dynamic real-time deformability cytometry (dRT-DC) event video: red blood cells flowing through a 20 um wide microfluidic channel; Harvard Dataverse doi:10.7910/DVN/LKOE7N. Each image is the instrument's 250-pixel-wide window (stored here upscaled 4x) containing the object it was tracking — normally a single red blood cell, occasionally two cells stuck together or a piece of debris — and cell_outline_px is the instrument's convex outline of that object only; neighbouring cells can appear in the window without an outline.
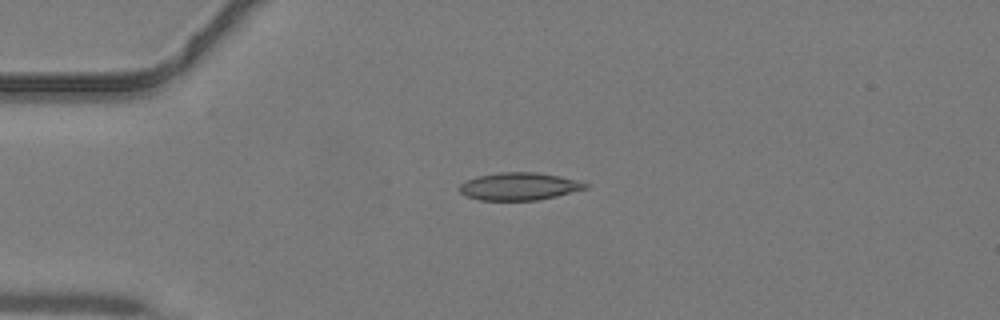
{"species": "common noctule bat (a hibernating species)", "species_latin": "Nyctalus noctula", "temperature_condition": "warm", "stored_images_in_passage": 34, "camera_frame_rate_fps": 3000, "um_per_image_px": 0.085, "animal": {"sex": "male", "body_mass_g": 19.2, "forearm_length_mm": 51.8}, "frame": {"image": 1, "passage_image": 1, "time_ms": 0.0, "image_size_px": [1000, 320], "cell_outline_px": [[588, 188], [540, 200], [480, 200], [468, 196], [460, 192], [460, 184], [476, 176], [500, 172], [536, 172], [560, 176], [576, 180], [588, 184]], "centroid_in_image_um": [44.14, 15.84], "position_along_channel_um": 40.9, "area_um2": 20.11}}
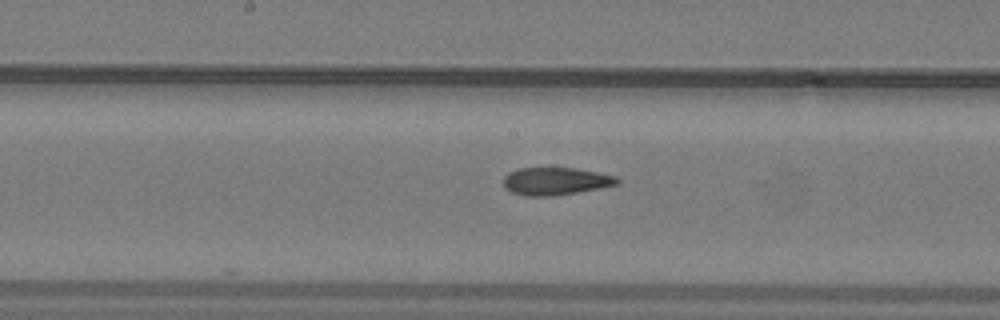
{"frame": {"image": 2, "passage_image": 13, "time_ms": 4.0, "image_size_px": [1000, 320], "cell_outline_px": [[620, 184], [600, 188], [552, 196], [524, 196], [512, 192], [504, 188], [504, 176], [508, 172], [520, 168], [576, 168], [600, 172], [616, 176], [620, 180]], "centroid_in_image_um": [47.24, 15.4], "position_along_channel_um": 201.0, "area_um2": 18.44}}
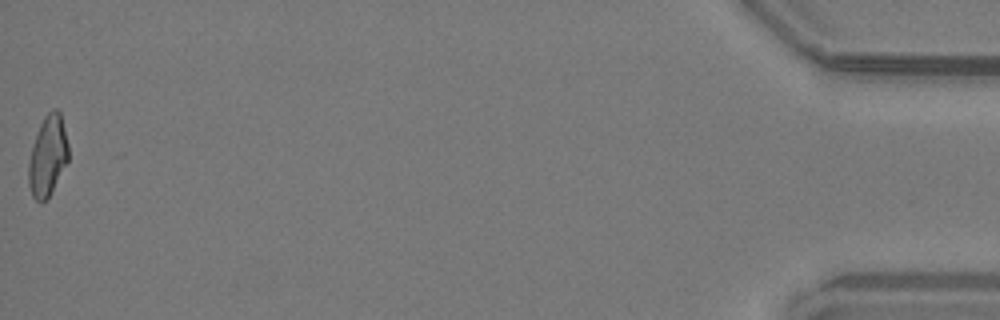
{"frame": {"image": 3, "passage_image": 34, "time_ms": 11.0, "image_size_px": [1000, 320], "cell_outline_px": [[68, 160], [48, 200], [40, 204], [32, 196], [28, 184], [28, 164], [32, 148], [40, 124], [44, 116], [52, 108], [56, 108], [60, 112], [68, 144]], "centroid_in_image_um": [4.05, 13.3], "position_along_channel_um": 431.1, "area_um2": 18.73}}